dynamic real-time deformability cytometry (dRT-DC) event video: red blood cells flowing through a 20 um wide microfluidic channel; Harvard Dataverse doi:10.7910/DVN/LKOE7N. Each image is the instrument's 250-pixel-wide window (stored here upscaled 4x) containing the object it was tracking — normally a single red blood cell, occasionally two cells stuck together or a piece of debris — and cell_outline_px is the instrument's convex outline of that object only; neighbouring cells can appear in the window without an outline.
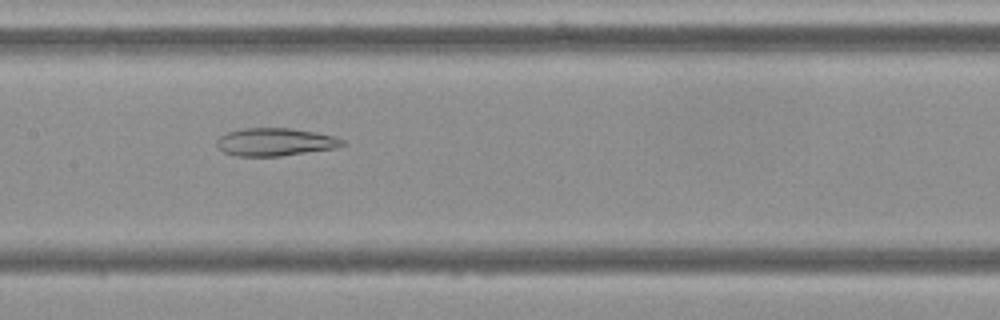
{"species": "Egyptian fruit bat (a non-hibernating species)", "species_latin": "Rousettus aegyptiacus", "temperature_condition": "cold", "stored_images_in_passage": 54, "camera_frame_rate_fps": 3000, "um_per_image_px": 0.085, "frame": {"image": 1, "passage_image": 26, "time_ms": 8.333, "image_size_px": [1000, 320], "cell_outline_px": [[348, 144], [336, 148], [280, 156], [236, 156], [224, 152], [216, 148], [216, 140], [220, 136], [228, 132], [244, 128], [288, 128], [316, 132], [336, 136], [344, 140]], "centroid_in_image_um": [23.4, 12.07], "position_along_channel_um": 184.0, "area_um2": 20.58}}
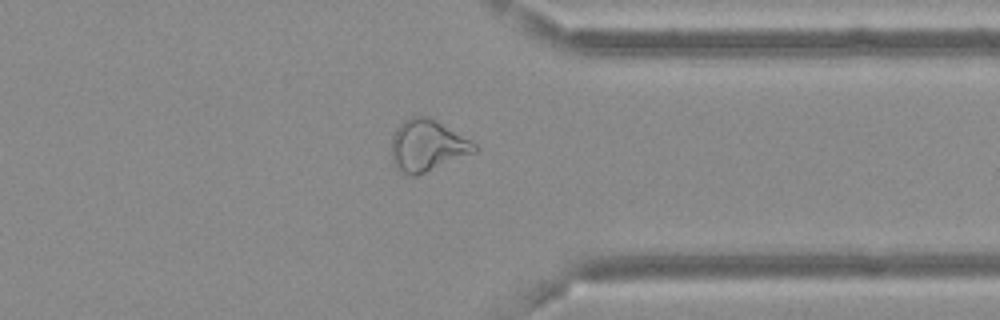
{"frame": {"image": 2, "passage_image": 42, "time_ms": 13.667, "image_size_px": [1000, 320], "cell_outline_px": [[480, 148], [476, 152], [416, 176], [412, 176], [400, 172], [392, 164], [392, 136], [396, 128], [404, 120], [412, 116], [428, 116], [436, 120], [472, 140]], "centroid_in_image_um": [36.33, 12.38], "position_along_channel_um": 375.1, "area_um2": 25.14}}
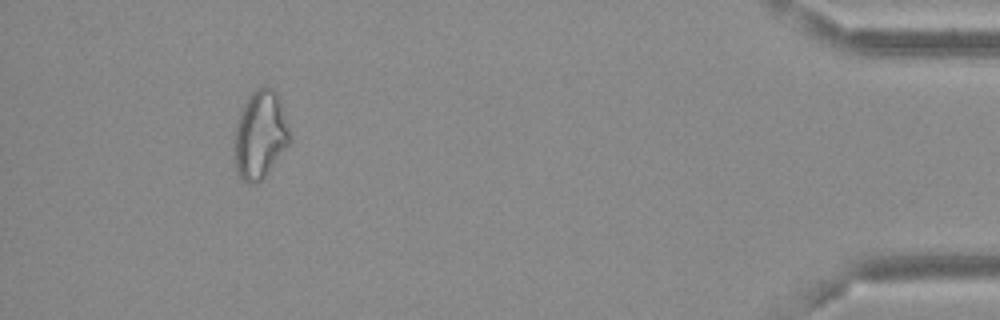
{"frame": {"image": 3, "passage_image": 50, "time_ms": 16.333, "image_size_px": [1000, 320], "cell_outline_px": [[292, 140], [264, 176], [260, 180], [252, 184], [248, 184], [240, 176], [236, 168], [236, 124], [240, 112], [248, 96], [256, 88], [264, 84], [272, 88], [276, 92], [280, 100]], "centroid_in_image_um": [22.14, 11.4], "position_along_channel_um": 413.1, "area_um2": 27.86}, "authors_computed_cell_mechanics": {"area_um2": 26.7036, "velocity_mm_per_s": 3.6668, "shape_relaxation_time_tau1_ms": null, "shape_relaxation_time_tau2_ms": 9.3832, "deformation_change_tau1": null, "deformation_change_tau2": 0.1948}}